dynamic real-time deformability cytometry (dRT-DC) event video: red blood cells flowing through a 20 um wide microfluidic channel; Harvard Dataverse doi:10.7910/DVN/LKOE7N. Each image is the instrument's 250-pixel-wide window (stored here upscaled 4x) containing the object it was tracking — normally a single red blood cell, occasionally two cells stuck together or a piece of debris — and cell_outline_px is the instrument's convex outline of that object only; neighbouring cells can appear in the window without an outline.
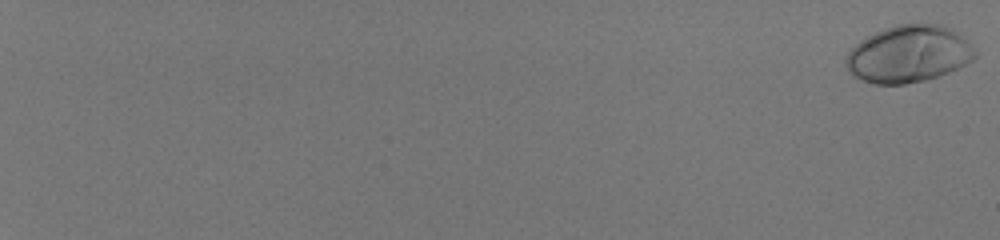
{"species": "human", "species_latin": "Homo sapiens", "temperature_condition": "room temperature", "stored_images_in_passage": 57, "camera_frame_rate_fps": 3000, "um_per_image_px": 0.085, "donor": {"sex": "male"}, "frame": {"image": 1, "passage_image": 1, "time_ms": 0.0, "image_size_px": [1000, 240], "cell_outline_px": [[976, 56], [972, 60], [948, 72], [924, 80], [904, 84], [876, 84], [852, 76], [848, 68], [848, 52], [860, 40], [884, 28], [896, 24], [940, 24], [948, 28], [960, 36], [976, 52]], "centroid_in_image_um": [77.2, 4.59], "position_along_channel_um": 7.8, "area_um2": 41.96}}
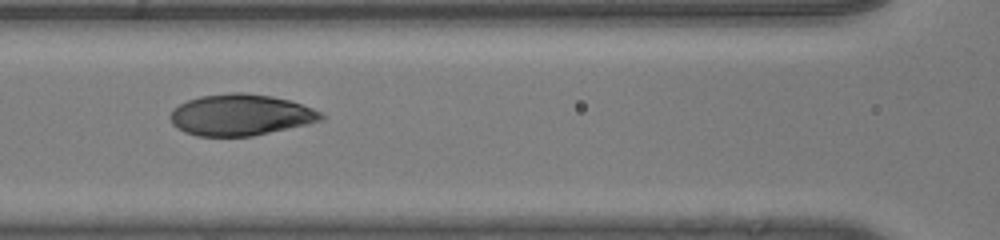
{"frame": {"image": 2, "passage_image": 33, "time_ms": 10.667, "image_size_px": [1000, 240], "cell_outline_px": [[324, 120], [308, 124], [252, 136], [196, 136], [184, 132], [176, 128], [172, 124], [168, 116], [172, 108], [188, 100], [200, 96], [232, 92], [244, 92], [272, 96], [288, 100], [312, 108], [320, 112], [324, 116]], "centroid_in_image_um": [20.4, 9.77], "position_along_channel_um": 146.2, "area_um2": 36.47}}
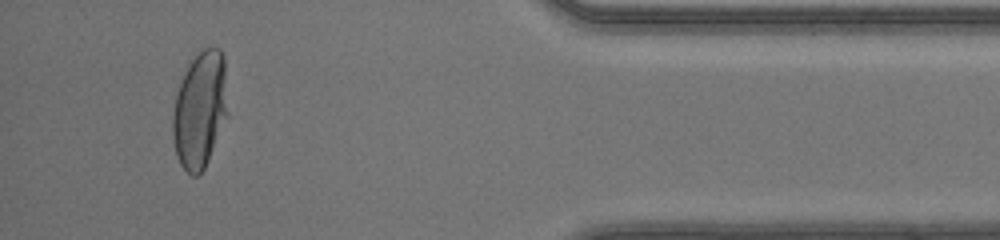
{"frame": {"image": 3, "passage_image": 55, "time_ms": 18.0, "image_size_px": [1000, 240], "cell_outline_px": [[228, 116], [204, 168], [196, 176], [192, 176], [180, 164], [176, 156], [172, 136], [172, 116], [176, 96], [180, 84], [188, 64], [204, 48], [220, 48], [224, 56], [228, 112]], "centroid_in_image_um": [17.0, 9.34], "position_along_channel_um": 418.2, "area_um2": 37.34}, "authors_computed_cell_mechanics": {"area_um2": 37.3388, "velocity_mm_per_s": 4.1256, "shape_relaxation_time_tau1_ms": 3.6812, "shape_relaxation_time_tau2_ms": null, "deformation_change_tau1": 0.198, "deformation_change_tau2": null}}